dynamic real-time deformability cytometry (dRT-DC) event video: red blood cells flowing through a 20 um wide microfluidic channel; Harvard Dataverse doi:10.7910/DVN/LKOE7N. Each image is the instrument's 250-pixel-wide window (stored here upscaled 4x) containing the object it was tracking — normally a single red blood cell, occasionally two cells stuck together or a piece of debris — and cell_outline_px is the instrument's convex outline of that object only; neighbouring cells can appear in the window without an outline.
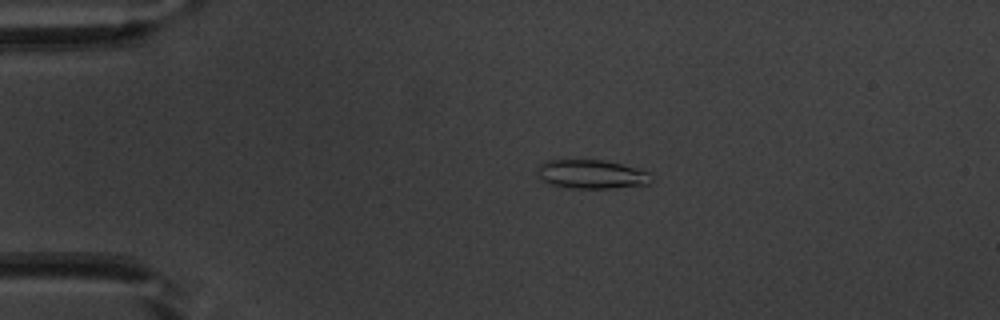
{"species": "common noctule bat (a hibernating species)", "species_latin": "Nyctalus noctula", "temperature_condition": "warm", "stored_images_in_passage": 8, "camera_frame_rate_fps": 3000, "um_per_image_px": 0.085, "animal": {"sex": "male", "body_mass_g": 20.1, "forearm_length_mm": 53.5}, "frame": {"image": 1, "passage_image": 2, "time_ms": 0.333, "image_size_px": [1000, 320], "cell_outline_px": [[652, 184], [612, 188], [564, 188], [548, 184], [540, 180], [536, 176], [536, 168], [540, 164], [548, 160], [604, 160], [620, 164], [648, 172]], "centroid_in_image_um": [50.18, 14.82], "position_along_channel_um": 34.8, "area_um2": 19.36}}
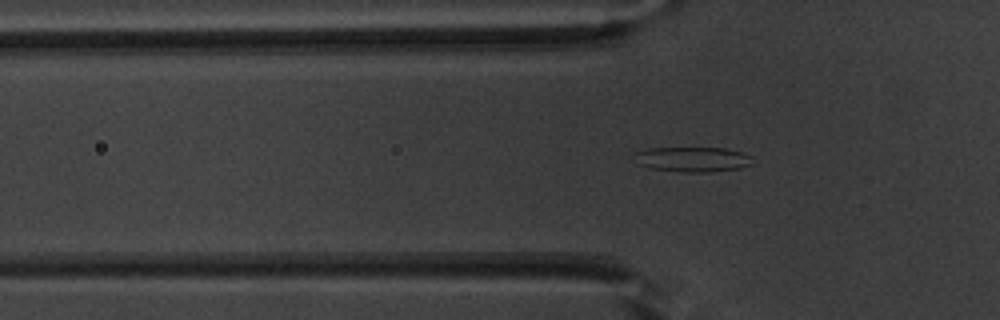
{"frame": {"image": 2, "passage_image": 8, "time_ms": 2.333, "image_size_px": [1000, 320], "cell_outline_px": [[752, 164], [740, 168], [708, 172], [684, 172], [648, 168], [636, 164], [636, 152], [652, 148], [724, 148], [740, 152], [752, 156]], "centroid_in_image_um": [58.87, 13.55], "position_along_channel_um": 66.9, "area_um2": 17.11}}